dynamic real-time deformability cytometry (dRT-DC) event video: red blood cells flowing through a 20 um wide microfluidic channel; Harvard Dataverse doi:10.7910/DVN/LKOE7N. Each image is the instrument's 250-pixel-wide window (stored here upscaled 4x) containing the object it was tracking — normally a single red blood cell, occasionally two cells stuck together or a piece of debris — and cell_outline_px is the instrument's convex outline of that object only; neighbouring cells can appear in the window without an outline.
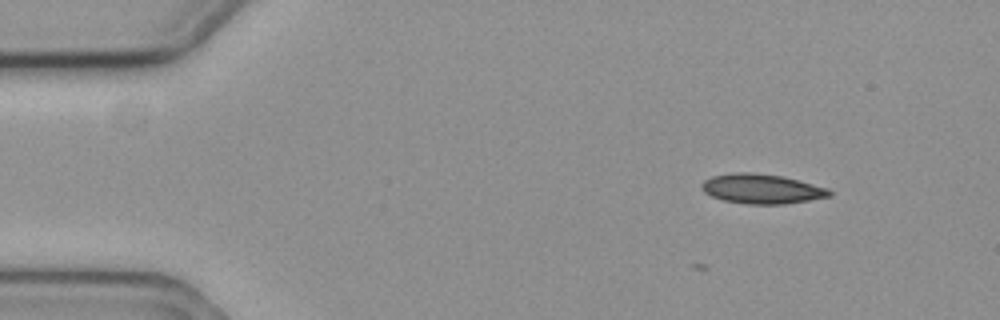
{"species": "common noctule bat (a hibernating species)", "species_latin": "Nyctalus noctula", "temperature_condition": "cold", "stored_images_in_passage": 2, "camera_frame_rate_fps": 3000, "um_per_image_px": 0.085, "animal": {"sex": "female", "body_mass_g": 19.3, "forearm_length_mm": 54.1}, "frame": {"image": 1, "passage_image": 2, "time_ms": 0.333, "image_size_px": [1000, 320], "cell_outline_px": [[832, 196], [784, 204], [744, 204], [724, 200], [712, 196], [704, 192], [700, 184], [704, 180], [712, 176], [736, 172], [752, 172], [784, 176], [828, 188], [832, 192]], "centroid_in_image_um": [64.75, 16.04], "position_along_channel_um": 20.2, "area_um2": 22.14}}